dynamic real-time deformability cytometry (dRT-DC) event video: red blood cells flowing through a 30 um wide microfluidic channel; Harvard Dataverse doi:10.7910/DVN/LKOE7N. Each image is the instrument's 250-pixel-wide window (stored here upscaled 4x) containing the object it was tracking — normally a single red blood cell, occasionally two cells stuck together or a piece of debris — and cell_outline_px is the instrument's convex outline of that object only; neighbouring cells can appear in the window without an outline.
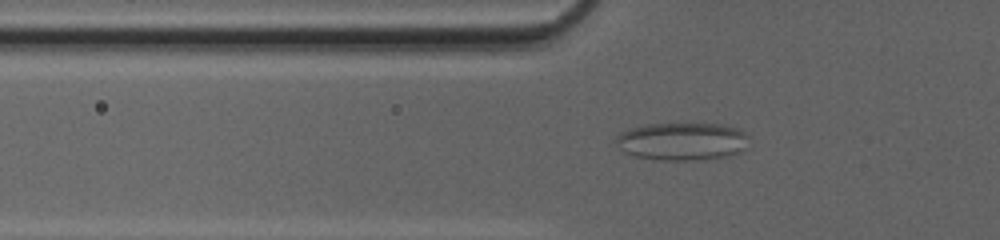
{"species": "common noctule bat (a hibernating species)", "species_latin": "Nyctalus noctula", "temperature_condition": "cold", "stored_images_in_passage": 51, "camera_frame_rate_fps": 3000, "um_per_image_px": 0.085, "animal": {"sex": "female", "body_mass_g": 20.0, "forearm_length_mm": 54.0}, "frame": {"image": 1, "passage_image": 19, "time_ms": 6.0, "image_size_px": [1000, 240], "cell_outline_px": [[748, 136], [744, 148], [740, 152], [728, 156], [704, 160], [660, 160], [636, 156], [624, 152], [616, 144], [616, 136], [620, 132], [644, 124], [720, 124], [740, 128]], "centroid_in_image_um": [57.98, 12.02], "position_along_channel_um": 67.8, "area_um2": 29.36}}
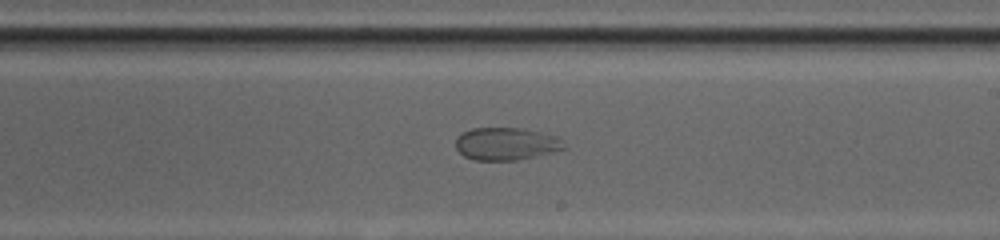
{"frame": {"image": 2, "passage_image": 32, "time_ms": 10.333, "image_size_px": [1000, 240], "cell_outline_px": [[564, 148], [552, 152], [516, 160], [476, 160], [464, 156], [456, 148], [456, 136], [472, 128], [520, 128], [540, 132], [556, 136], [564, 140]], "centroid_in_image_um": [43.01, 12.22], "position_along_channel_um": 246.0, "area_um2": 20.4}}
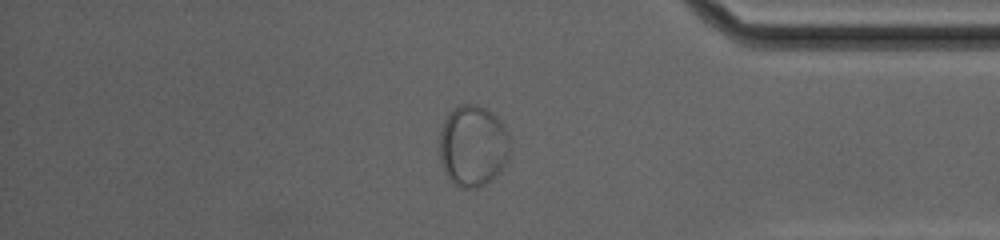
{"frame": {"image": 3, "passage_image": 44, "time_ms": 14.333, "image_size_px": [1000, 240], "cell_outline_px": [[508, 160], [500, 172], [492, 180], [476, 188], [460, 188], [444, 172], [440, 160], [440, 132], [444, 120], [456, 104], [476, 104], [484, 108], [496, 116], [504, 124], [508, 132]], "centroid_in_image_um": [40.19, 12.39], "position_along_channel_um": 395.0, "area_um2": 33.52}}